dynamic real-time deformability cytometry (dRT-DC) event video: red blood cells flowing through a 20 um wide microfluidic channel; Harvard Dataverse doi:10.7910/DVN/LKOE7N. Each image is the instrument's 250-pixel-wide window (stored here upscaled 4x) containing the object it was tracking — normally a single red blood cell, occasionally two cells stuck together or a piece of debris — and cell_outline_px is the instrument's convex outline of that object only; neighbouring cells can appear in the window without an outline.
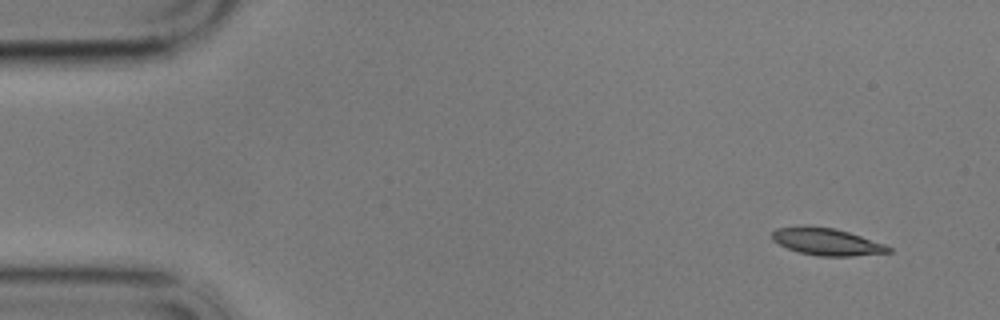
{"species": "common noctule bat (a hibernating species)", "species_latin": "Nyctalus noctula", "temperature_condition": "cold", "stored_images_in_passage": 16, "camera_frame_rate_fps": 3000, "um_per_image_px": 0.085, "animal": {"sex": "male", "body_mass_g": 17.9}, "frame": {"image": 1, "passage_image": 1, "time_ms": 0.0, "image_size_px": [1000, 320], "cell_outline_px": [[892, 252], [852, 256], [816, 256], [800, 252], [788, 248], [772, 240], [772, 232], [776, 228], [808, 224], [832, 228], [848, 232], [884, 244], [892, 248]], "centroid_in_image_um": [70.24, 20.53], "position_along_channel_um": 14.8, "area_um2": 18.44}}
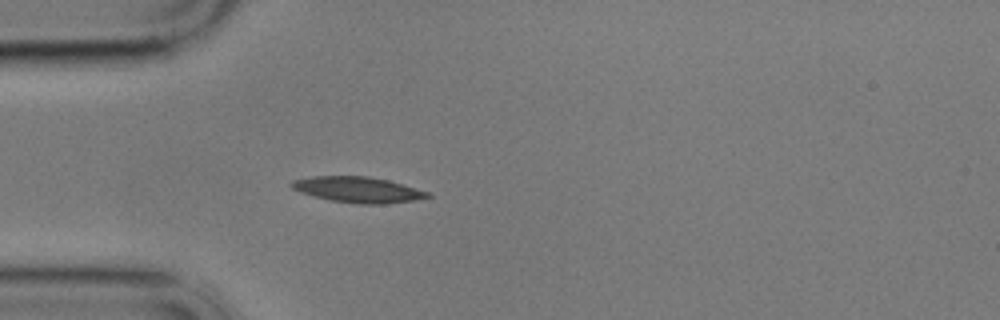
{"frame": {"image": 2, "passage_image": 13, "time_ms": 4.0, "image_size_px": [1000, 320], "cell_outline_px": [[432, 196], [412, 200], [384, 204], [360, 204], [332, 200], [300, 192], [292, 188], [288, 184], [292, 180], [312, 176], [368, 176], [388, 180], [428, 192]], "centroid_in_image_um": [30.38, 16.11], "position_along_channel_um": 54.6, "area_um2": 20.11}}